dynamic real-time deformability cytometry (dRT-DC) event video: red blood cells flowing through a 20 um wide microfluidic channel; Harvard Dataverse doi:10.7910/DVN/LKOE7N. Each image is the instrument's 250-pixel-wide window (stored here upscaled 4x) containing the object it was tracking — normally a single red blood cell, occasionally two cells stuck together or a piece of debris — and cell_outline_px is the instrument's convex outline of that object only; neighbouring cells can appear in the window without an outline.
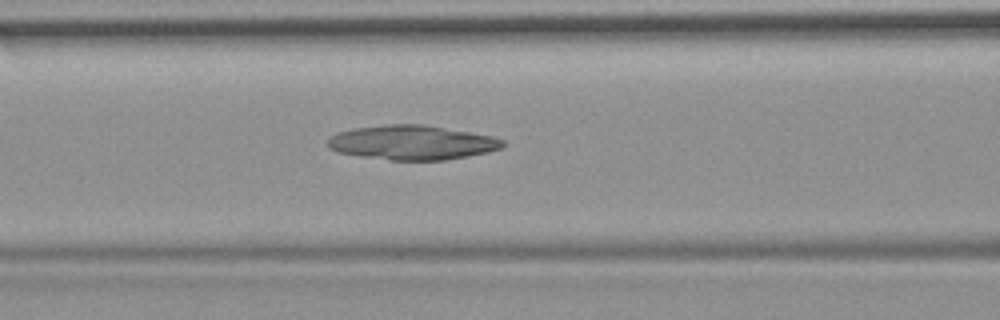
{"species": "common noctule bat (a hibernating species)", "species_latin": "Nyctalus noctula", "temperature_condition": "room temperature", "stored_images_in_passage": 45, "camera_frame_rate_fps": 3000, "um_per_image_px": 0.085, "animal": {"sex": "female", "body_mass_g": 19.9}, "frame": {"image": 1, "passage_image": 14, "time_ms": 4.333, "image_size_px": [1000, 320], "cell_outline_px": [[504, 148], [488, 152], [468, 156], [444, 160], [388, 160], [360, 156], [336, 152], [328, 148], [328, 140], [336, 132], [352, 128], [388, 124], [424, 124], [492, 136], [504, 140]], "centroid_in_image_um": [35.01, 12.11], "position_along_channel_um": 131.6, "area_um2": 35.32}}